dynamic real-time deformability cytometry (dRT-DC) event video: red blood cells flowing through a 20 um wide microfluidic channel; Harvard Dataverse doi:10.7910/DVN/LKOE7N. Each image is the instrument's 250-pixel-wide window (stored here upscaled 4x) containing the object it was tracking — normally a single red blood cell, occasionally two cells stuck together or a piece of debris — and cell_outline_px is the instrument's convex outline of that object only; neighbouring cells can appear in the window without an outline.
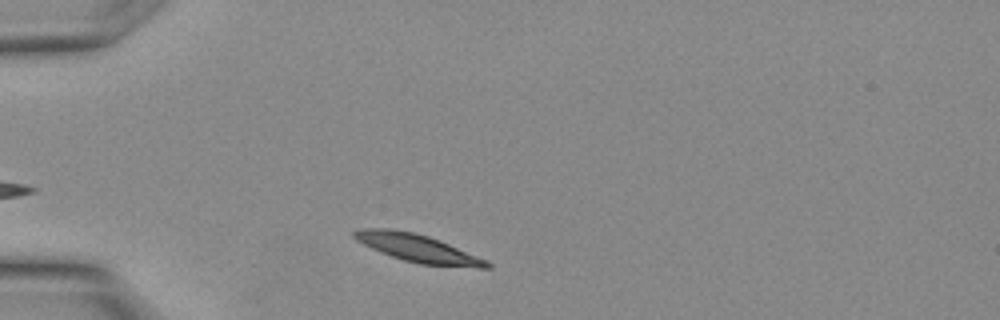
{"species": "Egyptian fruit bat (a non-hibernating species)", "species_latin": "Rousettus aegyptiacus", "temperature_condition": "warm", "stored_images_in_passage": 9, "camera_frame_rate_fps": 3000, "um_per_image_px": 0.085, "animal": {"sex": "female"}, "frame": {"image": 1, "passage_image": 2, "time_ms": 0.333, "image_size_px": [1000, 320], "cell_outline_px": [[492, 268], [480, 268], [420, 264], [404, 260], [380, 252], [356, 240], [352, 236], [352, 232], [360, 228], [388, 228], [416, 232], [440, 240], [488, 260], [492, 264]], "centroid_in_image_um": [35.53, 21.09], "position_along_channel_um": 49.5, "area_um2": 21.62}}
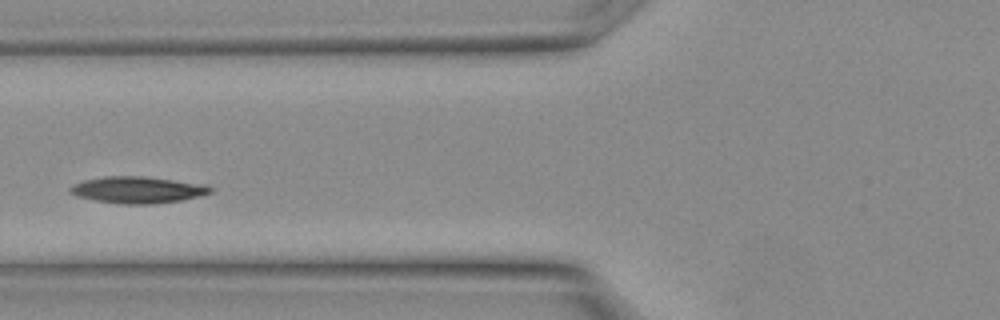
{"frame": {"image": 2, "passage_image": 6, "time_ms": 1.667, "image_size_px": [1000, 320], "cell_outline_px": [[212, 192], [200, 196], [180, 200], [152, 204], [120, 204], [96, 200], [76, 196], [68, 192], [68, 188], [72, 184], [84, 180], [104, 176], [144, 176], [204, 184], [212, 188]], "centroid_in_image_um": [11.65, 16.13], "position_along_channel_um": 114.1, "area_um2": 21.79}}
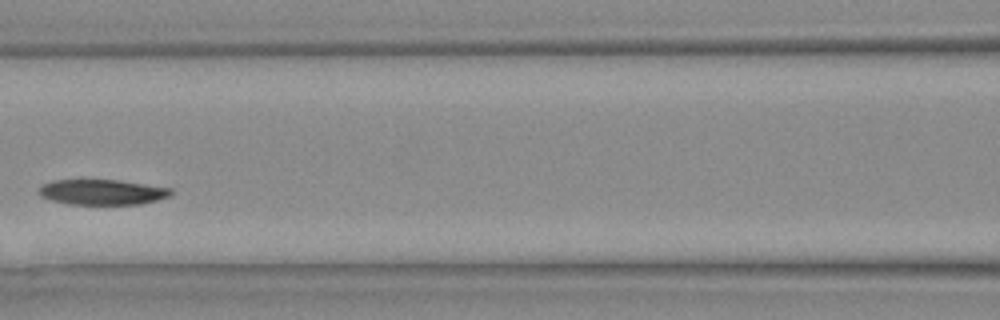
{"frame": {"image": 3, "passage_image": 8, "time_ms": 2.333, "image_size_px": [1000, 320], "cell_outline_px": [[172, 196], [140, 204], [68, 204], [48, 200], [40, 196], [36, 192], [44, 184], [52, 180], [120, 180], [172, 188]], "centroid_in_image_um": [8.67, 16.33], "position_along_channel_um": 157.9, "area_um2": 19.65}}